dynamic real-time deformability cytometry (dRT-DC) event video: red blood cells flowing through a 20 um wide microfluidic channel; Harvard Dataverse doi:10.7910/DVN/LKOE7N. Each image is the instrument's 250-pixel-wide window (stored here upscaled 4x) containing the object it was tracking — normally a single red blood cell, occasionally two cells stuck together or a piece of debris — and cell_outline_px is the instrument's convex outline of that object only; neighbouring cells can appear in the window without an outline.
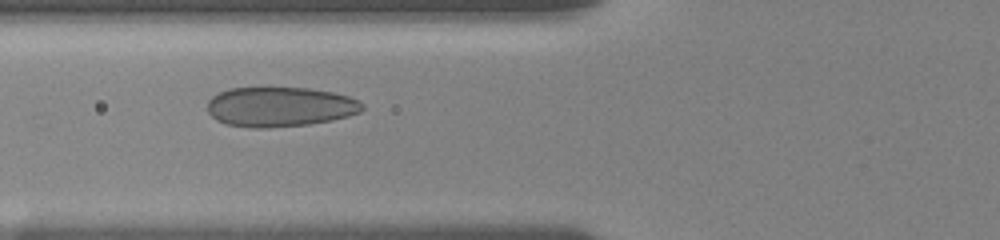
{"species": "human", "species_latin": "Homo sapiens", "temperature_condition": "room temperature", "stored_images_in_passage": 18, "camera_frame_rate_fps": 3000, "um_per_image_px": 0.085, "donor": {"sex": "female"}, "frame": {"image": 1, "passage_image": 13, "time_ms": 5.0, "image_size_px": [1000, 240], "cell_outline_px": [[364, 108], [360, 112], [348, 116], [332, 120], [308, 124], [268, 128], [248, 128], [228, 124], [216, 120], [208, 112], [208, 100], [212, 96], [228, 88], [308, 88], [332, 92], [348, 96], [360, 100], [364, 104]], "centroid_in_image_um": [23.8, 9.08], "position_along_channel_um": 102.0, "area_um2": 36.01}}
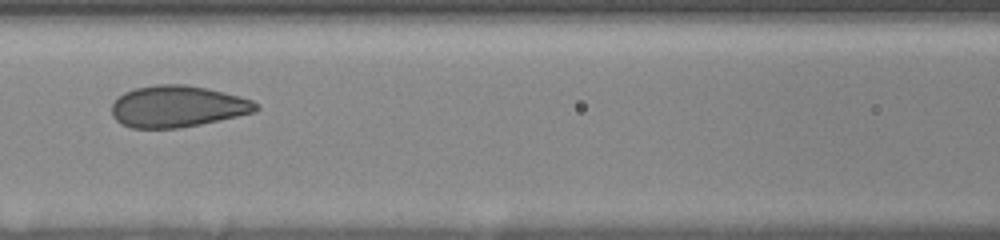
{"frame": {"image": 2, "passage_image": 16, "time_ms": 6.333, "image_size_px": [1000, 240], "cell_outline_px": [[260, 108], [256, 112], [200, 124], [180, 128], [132, 128], [120, 124], [112, 116], [112, 104], [124, 92], [136, 88], [156, 84], [184, 84], [224, 92], [240, 96], [252, 100]], "centroid_in_image_um": [15.08, 9.05], "position_along_channel_um": 151.5, "area_um2": 34.85}}